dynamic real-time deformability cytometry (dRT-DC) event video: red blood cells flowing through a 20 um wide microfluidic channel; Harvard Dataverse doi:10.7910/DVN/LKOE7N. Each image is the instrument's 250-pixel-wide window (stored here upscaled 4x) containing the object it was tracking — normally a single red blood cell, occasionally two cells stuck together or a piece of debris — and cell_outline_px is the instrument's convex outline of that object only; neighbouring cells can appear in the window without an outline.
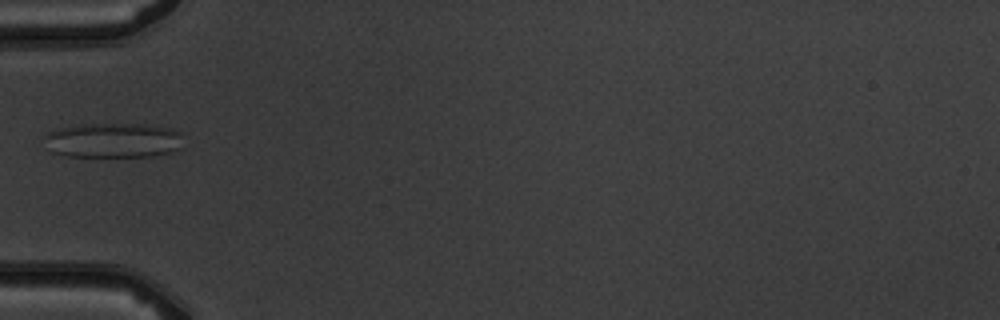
{"species": "common noctule bat (a hibernating species)", "species_latin": "Nyctalus noctula", "temperature_condition": "warm", "stored_images_in_passage": 5, "camera_frame_rate_fps": 3000, "um_per_image_px": 0.085, "animal": {"sex": "male", "body_mass_g": 19.5, "forearm_length_mm": 54.6}, "frame": {"image": 1, "passage_image": 5, "time_ms": 5.333, "image_size_px": [1000, 320], "cell_outline_px": [[184, 148], [172, 152], [152, 156], [64, 156], [52, 152], [44, 136], [48, 132], [60, 128], [84, 124], [152, 124], [172, 128], [180, 132]], "centroid_in_image_um": [9.71, 11.92], "position_along_channel_um": 75.3, "area_um2": 28.44}}